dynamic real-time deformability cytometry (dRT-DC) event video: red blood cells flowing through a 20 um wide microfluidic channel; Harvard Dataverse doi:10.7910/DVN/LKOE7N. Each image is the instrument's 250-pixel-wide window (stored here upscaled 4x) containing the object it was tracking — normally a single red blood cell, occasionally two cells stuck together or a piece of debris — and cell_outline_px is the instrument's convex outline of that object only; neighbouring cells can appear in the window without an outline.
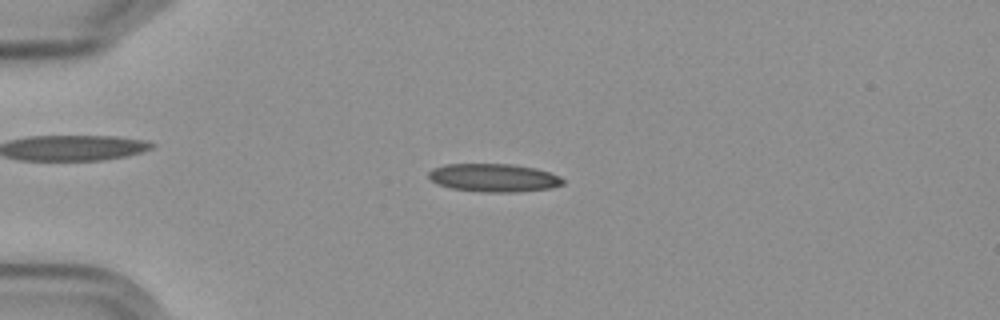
{"species": "Egyptian fruit bat (a non-hibernating species)", "species_latin": "Rousettus aegyptiacus", "temperature_condition": "cold", "stored_images_in_passage": 3, "camera_frame_rate_fps": 3000, "um_per_image_px": 0.085, "frame": {"image": 1, "passage_image": 2, "time_ms": 1.333, "image_size_px": [1000, 320], "cell_outline_px": [[564, 184], [552, 188], [520, 192], [484, 192], [452, 188], [436, 184], [428, 176], [428, 172], [432, 168], [444, 164], [512, 164], [536, 168], [560, 176], [564, 180]], "centroid_in_image_um": [41.98, 15.11], "position_along_channel_um": 43.0, "area_um2": 22.2}}